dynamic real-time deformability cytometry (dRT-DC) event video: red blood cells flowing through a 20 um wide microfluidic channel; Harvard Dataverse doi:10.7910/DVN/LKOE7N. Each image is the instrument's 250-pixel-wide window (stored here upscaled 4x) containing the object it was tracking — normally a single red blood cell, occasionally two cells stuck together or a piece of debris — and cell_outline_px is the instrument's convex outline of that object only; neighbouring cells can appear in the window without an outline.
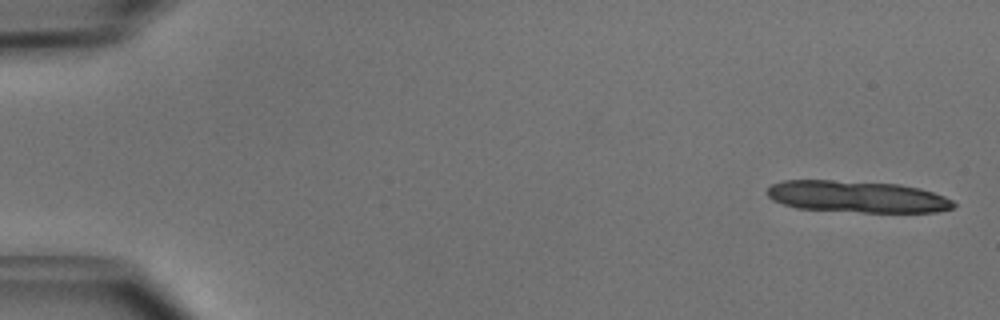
{"species": "common noctule bat (a hibernating species)", "species_latin": "Nyctalus noctula", "temperature_condition": "cold", "stored_images_in_passage": 12, "camera_frame_rate_fps": 3000, "um_per_image_px": 0.085, "animal": {"sex": "male", "body_mass_g": 15.6}, "frame": {"image": 1, "passage_image": 2, "time_ms": 0.333, "image_size_px": [1000, 320], "cell_outline_px": [[956, 204], [952, 208], [936, 212], [860, 212], [796, 208], [772, 200], [764, 192], [772, 184], [784, 180], [832, 180], [900, 184], [920, 188], [944, 196], [952, 200]], "centroid_in_image_um": [72.83, 16.71], "position_along_channel_um": 12.2, "area_um2": 34.51}}